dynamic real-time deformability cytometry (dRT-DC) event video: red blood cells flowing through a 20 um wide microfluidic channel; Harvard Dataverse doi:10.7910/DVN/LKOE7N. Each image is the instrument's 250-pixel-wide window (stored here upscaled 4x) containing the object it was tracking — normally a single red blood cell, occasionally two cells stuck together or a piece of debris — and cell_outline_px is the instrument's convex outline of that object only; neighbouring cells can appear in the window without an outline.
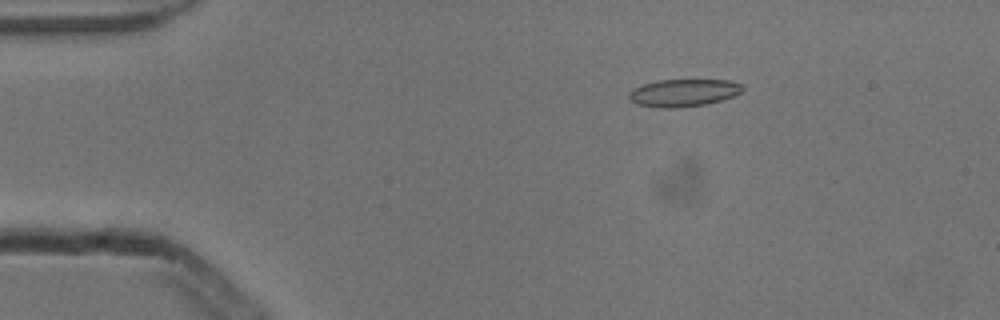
{"species": "common noctule bat (a hibernating species)", "species_latin": "Nyctalus noctula", "temperature_condition": "cold", "stored_images_in_passage": 53, "camera_frame_rate_fps": 3000, "um_per_image_px": 0.085, "animal": {"sex": "male", "body_mass_g": 13.3}, "frame": {"image": 1, "passage_image": 9, "time_ms": 2.667, "image_size_px": [1000, 320], "cell_outline_px": [[744, 88], [740, 92], [732, 96], [720, 100], [704, 104], [676, 108], [660, 108], [636, 104], [628, 100], [628, 92], [632, 88], [656, 80], [728, 80], [744, 84]], "centroid_in_image_um": [58.04, 7.88], "position_along_channel_um": 27.0, "area_um2": 18.26}}
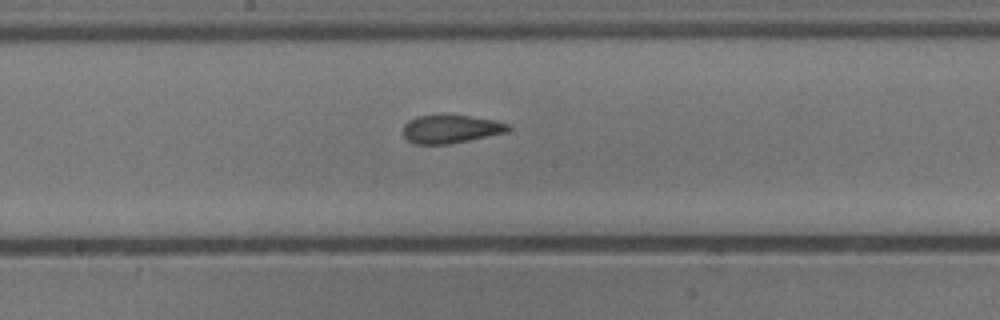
{"frame": {"image": 2, "passage_image": 28, "time_ms": 9.0, "image_size_px": [1000, 320], "cell_outline_px": [[512, 128], [508, 132], [448, 144], [412, 144], [404, 136], [404, 124], [408, 120], [416, 116], [468, 116], [496, 120], [508, 124]], "centroid_in_image_um": [38.32, 10.98], "position_along_channel_um": 209.9, "area_um2": 17.11}}
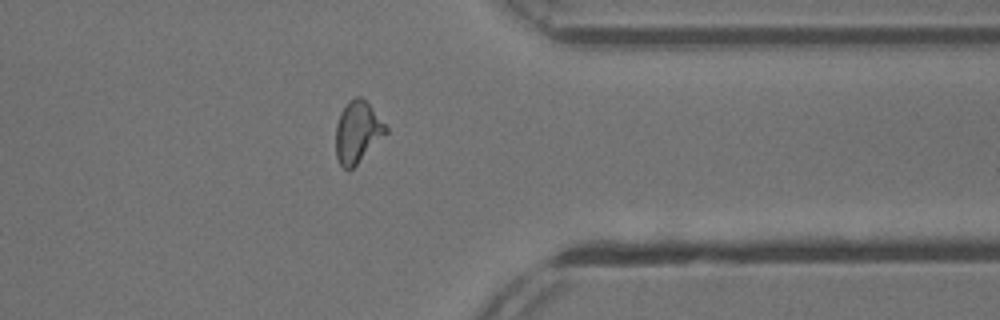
{"frame": {"image": 3, "passage_image": 42, "time_ms": 13.667, "image_size_px": [1000, 320], "cell_outline_px": [[388, 132], [352, 168], [344, 168], [340, 164], [336, 156], [336, 124], [340, 112], [348, 100], [356, 96], [360, 96], [372, 108], [388, 128]], "centroid_in_image_um": [30.37, 11.19], "position_along_channel_um": 381.0, "area_um2": 17.69}, "authors_computed_cell_mechanics": {"area_um2": 17.918, "velocity_mm_per_s": 3.8831, "shape_relaxation_time_tau1_ms": 6.7033, "shape_relaxation_time_tau2_ms": 1.626, "deformation_change_tau1": 0.1696, "deformation_change_tau2": 0.0839}}